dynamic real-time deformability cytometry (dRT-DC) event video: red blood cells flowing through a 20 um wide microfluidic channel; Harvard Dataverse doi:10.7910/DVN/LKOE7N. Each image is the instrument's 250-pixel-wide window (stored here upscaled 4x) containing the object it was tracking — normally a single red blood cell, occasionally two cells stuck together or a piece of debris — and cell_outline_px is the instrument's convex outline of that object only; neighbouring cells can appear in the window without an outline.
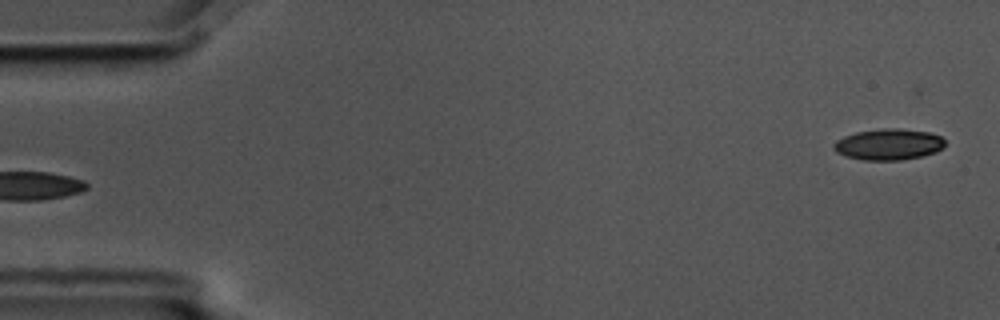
{"species": "common noctule bat (a hibernating species)", "species_latin": "Nyctalus noctula", "temperature_condition": "cold", "stored_images_in_passage": 4, "camera_frame_rate_fps": 3000, "um_per_image_px": 0.085, "animal": {"sex": "male", "body_mass_g": 17.5, "forearm_length_mm": 52.3}, "frame": {"image": 1, "passage_image": 4, "time_ms": 1.0, "image_size_px": [1000, 320], "cell_outline_px": [[944, 148], [936, 152], [920, 156], [900, 160], [864, 160], [844, 156], [836, 152], [832, 148], [832, 144], [836, 140], [844, 136], [856, 132], [884, 128], [900, 128], [928, 132], [940, 136], [944, 140]], "centroid_in_image_um": [75.5, 12.27], "position_along_channel_um": 9.5, "area_um2": 20.29}}